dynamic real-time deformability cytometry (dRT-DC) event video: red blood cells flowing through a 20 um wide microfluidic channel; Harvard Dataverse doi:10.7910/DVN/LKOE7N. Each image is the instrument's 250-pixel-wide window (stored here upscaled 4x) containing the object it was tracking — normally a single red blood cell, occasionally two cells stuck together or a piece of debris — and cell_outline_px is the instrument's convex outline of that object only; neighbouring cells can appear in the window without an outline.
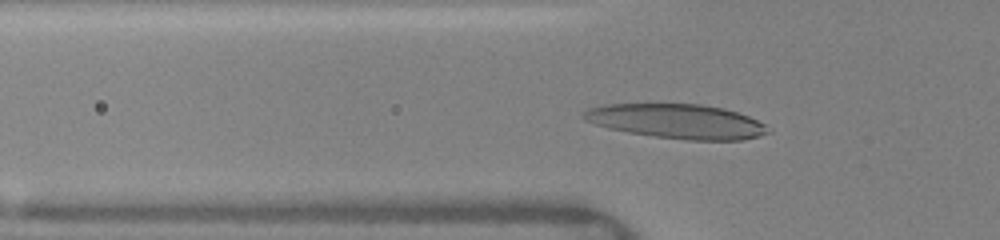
{"species": "human", "species_latin": "Homo sapiens", "temperature_condition": "warm", "stored_images_in_passage": 18, "camera_frame_rate_fps": 3000, "um_per_image_px": 0.085, "donor": {"sex": "female"}, "frame": {"image": 1, "passage_image": 16, "time_ms": 4.667, "image_size_px": [1000, 240], "cell_outline_px": [[772, 132], [760, 136], [740, 140], [688, 140], [656, 136], [628, 132], [608, 128], [584, 120], [580, 116], [588, 108], [608, 104], [700, 104], [724, 108], [748, 116], [764, 124]], "centroid_in_image_um": [57.54, 10.31], "position_along_channel_um": 68.3, "area_um2": 36.88}}